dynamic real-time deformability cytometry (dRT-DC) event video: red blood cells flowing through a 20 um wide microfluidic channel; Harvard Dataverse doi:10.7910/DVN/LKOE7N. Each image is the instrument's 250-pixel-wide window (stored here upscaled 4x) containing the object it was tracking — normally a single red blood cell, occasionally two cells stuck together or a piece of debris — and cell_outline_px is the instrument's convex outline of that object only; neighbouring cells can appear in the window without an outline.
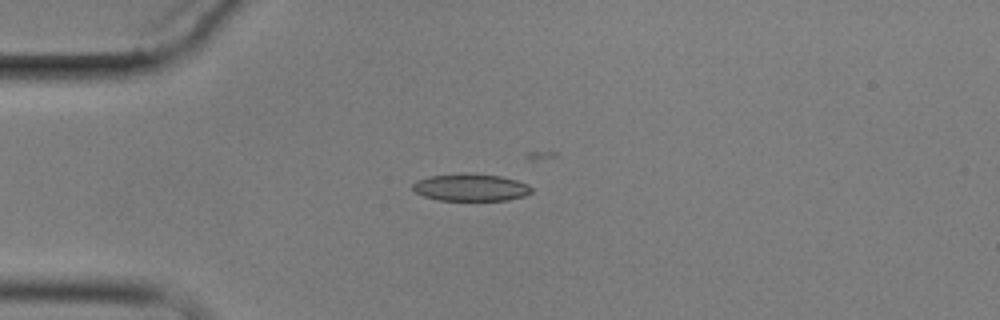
{"species": "common noctule bat (a hibernating species)", "species_latin": "Nyctalus noctula", "temperature_condition": "cold", "stored_images_in_passage": 3, "camera_frame_rate_fps": 3000, "um_per_image_px": 0.085, "animal": {"sex": "male", "body_mass_g": 17.9}, "frame": {"image": 1, "passage_image": 1, "time_ms": 0.0, "image_size_px": [1000, 320], "cell_outline_px": [[532, 192], [524, 196], [508, 200], [440, 200], [424, 196], [412, 192], [412, 184], [416, 180], [432, 176], [464, 172], [500, 176], [516, 180], [528, 184], [532, 188]], "centroid_in_image_um": [39.99, 15.92], "position_along_channel_um": 45.0, "area_um2": 19.02}}